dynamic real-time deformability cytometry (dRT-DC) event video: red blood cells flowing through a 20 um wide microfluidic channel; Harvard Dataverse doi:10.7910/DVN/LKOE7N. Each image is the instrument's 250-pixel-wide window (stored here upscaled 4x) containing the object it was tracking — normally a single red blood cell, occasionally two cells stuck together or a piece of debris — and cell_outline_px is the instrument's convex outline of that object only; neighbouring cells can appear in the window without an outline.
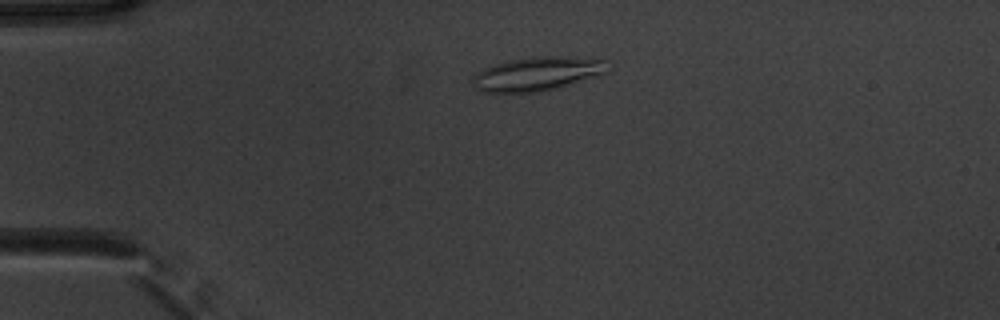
{"species": "common noctule bat (a hibernating species)", "species_latin": "Nyctalus noctula", "temperature_condition": "warm", "stored_images_in_passage": 52, "camera_frame_rate_fps": 3000, "um_per_image_px": 0.085, "animal": {"sex": "male", "body_mass_g": 20.1, "forearm_length_mm": 53.5}, "frame": {"image": 1, "passage_image": 12, "time_ms": 3.667, "image_size_px": [1000, 320], "cell_outline_px": [[612, 60], [608, 72], [596, 76], [540, 92], [484, 92], [476, 88], [472, 80], [472, 76], [476, 72], [484, 68], [508, 60], [532, 56], [568, 56]], "centroid_in_image_um": [45.72, 6.24], "position_along_channel_um": 39.3, "area_um2": 26.82}}
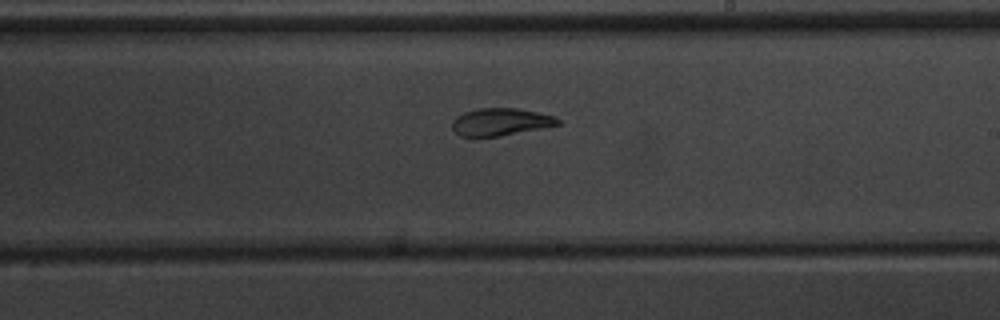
{"frame": {"image": 2, "passage_image": 31, "time_ms": 10.0, "image_size_px": [1000, 320], "cell_outline_px": [[560, 124], [500, 136], [460, 136], [452, 128], [452, 120], [456, 116], [464, 112], [476, 108], [516, 108], [556, 116], [560, 120]], "centroid_in_image_um": [42.52, 10.35], "position_along_channel_um": 246.5, "area_um2": 16.76}}
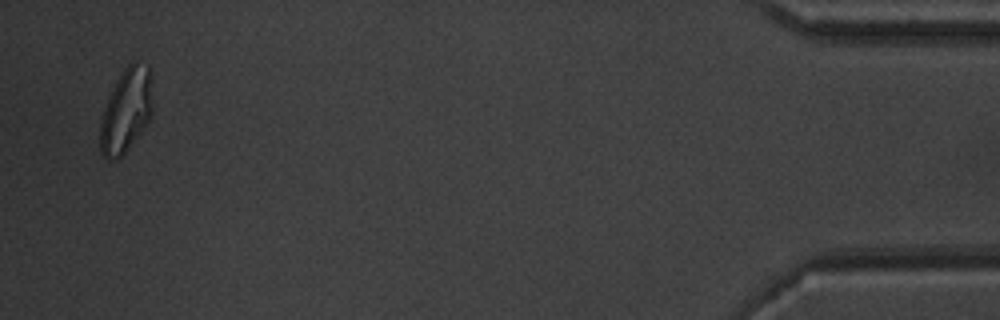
{"frame": {"image": 3, "passage_image": 51, "time_ms": 16.667, "image_size_px": [1000, 320], "cell_outline_px": [[152, 116], [144, 128], [120, 160], [108, 160], [100, 152], [100, 120], [108, 96], [116, 80], [124, 68], [132, 60], [148, 64], [152, 76]], "centroid_in_image_um": [10.74, 9.38], "position_along_channel_um": 424.5, "area_um2": 26.41}, "authors_computed_cell_mechanics": {"area_um2": 21.0681, "velocity_mm_per_s": 3.842, "shape_relaxation_time_tau1_ms": null, "shape_relaxation_time_tau2_ms": 1.578, "deformation_change_tau1": null, "deformation_change_tau2": 0.0674}}